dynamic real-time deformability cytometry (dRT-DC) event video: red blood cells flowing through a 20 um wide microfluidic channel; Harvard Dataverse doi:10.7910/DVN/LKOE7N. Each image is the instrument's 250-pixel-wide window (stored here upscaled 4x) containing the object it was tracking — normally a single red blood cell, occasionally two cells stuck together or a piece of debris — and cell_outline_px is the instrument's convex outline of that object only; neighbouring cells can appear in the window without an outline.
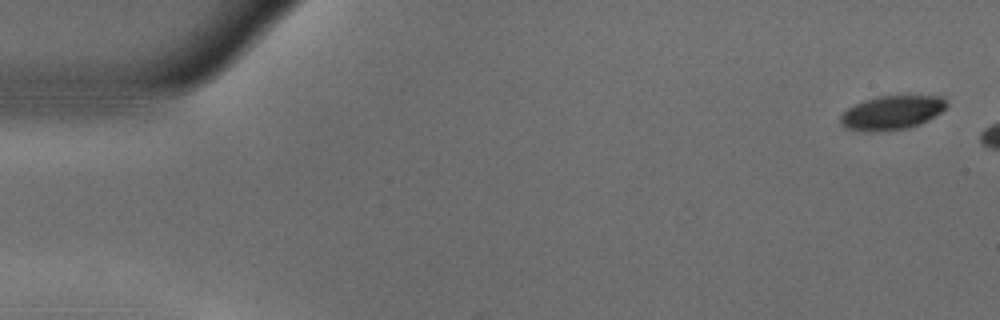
{"species": "common noctule bat (a hibernating species)", "species_latin": "Nyctalus noctula", "temperature_condition": "warm", "stored_images_in_passage": 11, "camera_frame_rate_fps": 3000, "um_per_image_px": 0.085, "animal": {"sex": "male", "body_mass_g": 18.8}, "frame": {"image": 1, "passage_image": 1, "time_ms": 0.0, "image_size_px": [1000, 320], "cell_outline_px": [[948, 104], [940, 112], [928, 120], [920, 124], [908, 128], [876, 132], [872, 132], [848, 128], [840, 124], [840, 116], [848, 108], [864, 100], [876, 96], [940, 96]], "centroid_in_image_um": [75.79, 9.58], "position_along_channel_um": 9.2, "area_um2": 20.81}}